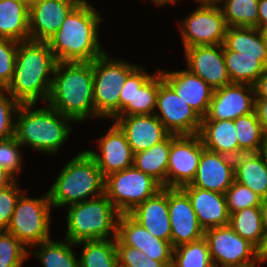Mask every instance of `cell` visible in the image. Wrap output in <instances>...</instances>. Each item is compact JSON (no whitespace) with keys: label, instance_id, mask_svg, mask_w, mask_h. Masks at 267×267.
Wrapping results in <instances>:
<instances>
[{"label":"cell","instance_id":"cell-13","mask_svg":"<svg viewBox=\"0 0 267 267\" xmlns=\"http://www.w3.org/2000/svg\"><path fill=\"white\" fill-rule=\"evenodd\" d=\"M204 149L198 134L179 136L171 134L167 188H182L191 184L196 176L199 159Z\"/></svg>","mask_w":267,"mask_h":267},{"label":"cell","instance_id":"cell-9","mask_svg":"<svg viewBox=\"0 0 267 267\" xmlns=\"http://www.w3.org/2000/svg\"><path fill=\"white\" fill-rule=\"evenodd\" d=\"M51 206L48 192L40 199L29 198L22 193L6 231L25 246L33 247L49 240Z\"/></svg>","mask_w":267,"mask_h":267},{"label":"cell","instance_id":"cell-31","mask_svg":"<svg viewBox=\"0 0 267 267\" xmlns=\"http://www.w3.org/2000/svg\"><path fill=\"white\" fill-rule=\"evenodd\" d=\"M229 226L258 249L265 238L262 207H249L230 213Z\"/></svg>","mask_w":267,"mask_h":267},{"label":"cell","instance_id":"cell-2","mask_svg":"<svg viewBox=\"0 0 267 267\" xmlns=\"http://www.w3.org/2000/svg\"><path fill=\"white\" fill-rule=\"evenodd\" d=\"M57 60L48 42L21 41L16 52L15 69L6 91L20 104L48 101Z\"/></svg>","mask_w":267,"mask_h":267},{"label":"cell","instance_id":"cell-55","mask_svg":"<svg viewBox=\"0 0 267 267\" xmlns=\"http://www.w3.org/2000/svg\"><path fill=\"white\" fill-rule=\"evenodd\" d=\"M200 3H218L220 0H195Z\"/></svg>","mask_w":267,"mask_h":267},{"label":"cell","instance_id":"cell-40","mask_svg":"<svg viewBox=\"0 0 267 267\" xmlns=\"http://www.w3.org/2000/svg\"><path fill=\"white\" fill-rule=\"evenodd\" d=\"M19 42L0 38V90L6 91L12 80Z\"/></svg>","mask_w":267,"mask_h":267},{"label":"cell","instance_id":"cell-35","mask_svg":"<svg viewBox=\"0 0 267 267\" xmlns=\"http://www.w3.org/2000/svg\"><path fill=\"white\" fill-rule=\"evenodd\" d=\"M56 242L51 239L43 241L38 245L40 251L34 252L44 267H80V261L77 260L72 245H76L69 240ZM68 241V242H66Z\"/></svg>","mask_w":267,"mask_h":267},{"label":"cell","instance_id":"cell-39","mask_svg":"<svg viewBox=\"0 0 267 267\" xmlns=\"http://www.w3.org/2000/svg\"><path fill=\"white\" fill-rule=\"evenodd\" d=\"M229 214L249 207H262L263 199L245 185L234 180L225 193Z\"/></svg>","mask_w":267,"mask_h":267},{"label":"cell","instance_id":"cell-51","mask_svg":"<svg viewBox=\"0 0 267 267\" xmlns=\"http://www.w3.org/2000/svg\"><path fill=\"white\" fill-rule=\"evenodd\" d=\"M262 214H263V226L264 230L267 231V200L263 201L262 204Z\"/></svg>","mask_w":267,"mask_h":267},{"label":"cell","instance_id":"cell-56","mask_svg":"<svg viewBox=\"0 0 267 267\" xmlns=\"http://www.w3.org/2000/svg\"><path fill=\"white\" fill-rule=\"evenodd\" d=\"M262 33H263L265 41L267 43V29L262 30Z\"/></svg>","mask_w":267,"mask_h":267},{"label":"cell","instance_id":"cell-4","mask_svg":"<svg viewBox=\"0 0 267 267\" xmlns=\"http://www.w3.org/2000/svg\"><path fill=\"white\" fill-rule=\"evenodd\" d=\"M35 104H21L15 121V138L23 146L45 153H57L70 134L66 121H73L51 106L32 110ZM66 122V123H65Z\"/></svg>","mask_w":267,"mask_h":267},{"label":"cell","instance_id":"cell-15","mask_svg":"<svg viewBox=\"0 0 267 267\" xmlns=\"http://www.w3.org/2000/svg\"><path fill=\"white\" fill-rule=\"evenodd\" d=\"M168 210L173 248L195 242L204 237L187 193L182 188H168Z\"/></svg>","mask_w":267,"mask_h":267},{"label":"cell","instance_id":"cell-20","mask_svg":"<svg viewBox=\"0 0 267 267\" xmlns=\"http://www.w3.org/2000/svg\"><path fill=\"white\" fill-rule=\"evenodd\" d=\"M113 120L134 154L163 142L170 135L155 114L115 116Z\"/></svg>","mask_w":267,"mask_h":267},{"label":"cell","instance_id":"cell-21","mask_svg":"<svg viewBox=\"0 0 267 267\" xmlns=\"http://www.w3.org/2000/svg\"><path fill=\"white\" fill-rule=\"evenodd\" d=\"M98 141L101 155L91 150L86 151L95 160L104 178L109 174L133 166L132 148L124 133L115 123Z\"/></svg>","mask_w":267,"mask_h":267},{"label":"cell","instance_id":"cell-54","mask_svg":"<svg viewBox=\"0 0 267 267\" xmlns=\"http://www.w3.org/2000/svg\"><path fill=\"white\" fill-rule=\"evenodd\" d=\"M262 152L267 157V131H265L264 148Z\"/></svg>","mask_w":267,"mask_h":267},{"label":"cell","instance_id":"cell-23","mask_svg":"<svg viewBox=\"0 0 267 267\" xmlns=\"http://www.w3.org/2000/svg\"><path fill=\"white\" fill-rule=\"evenodd\" d=\"M163 79L175 90L201 118L209 110L214 90L189 69L174 72H162Z\"/></svg>","mask_w":267,"mask_h":267},{"label":"cell","instance_id":"cell-53","mask_svg":"<svg viewBox=\"0 0 267 267\" xmlns=\"http://www.w3.org/2000/svg\"><path fill=\"white\" fill-rule=\"evenodd\" d=\"M153 1L155 4L157 5H163V4H167L169 2H176L177 0H151Z\"/></svg>","mask_w":267,"mask_h":267},{"label":"cell","instance_id":"cell-45","mask_svg":"<svg viewBox=\"0 0 267 267\" xmlns=\"http://www.w3.org/2000/svg\"><path fill=\"white\" fill-rule=\"evenodd\" d=\"M253 86L255 99H267V69L259 76Z\"/></svg>","mask_w":267,"mask_h":267},{"label":"cell","instance_id":"cell-41","mask_svg":"<svg viewBox=\"0 0 267 267\" xmlns=\"http://www.w3.org/2000/svg\"><path fill=\"white\" fill-rule=\"evenodd\" d=\"M22 145L15 136L0 141V169L5 170L15 179V173L21 170V153L19 147Z\"/></svg>","mask_w":267,"mask_h":267},{"label":"cell","instance_id":"cell-10","mask_svg":"<svg viewBox=\"0 0 267 267\" xmlns=\"http://www.w3.org/2000/svg\"><path fill=\"white\" fill-rule=\"evenodd\" d=\"M181 26L184 49L223 44L227 24L218 3H200Z\"/></svg>","mask_w":267,"mask_h":267},{"label":"cell","instance_id":"cell-18","mask_svg":"<svg viewBox=\"0 0 267 267\" xmlns=\"http://www.w3.org/2000/svg\"><path fill=\"white\" fill-rule=\"evenodd\" d=\"M81 0H32L29 4L30 40L47 42L60 28L69 12Z\"/></svg>","mask_w":267,"mask_h":267},{"label":"cell","instance_id":"cell-42","mask_svg":"<svg viewBox=\"0 0 267 267\" xmlns=\"http://www.w3.org/2000/svg\"><path fill=\"white\" fill-rule=\"evenodd\" d=\"M6 92L9 97L5 95ZM21 104L7 91L0 90V141L11 138L15 134V121L12 114L17 113Z\"/></svg>","mask_w":267,"mask_h":267},{"label":"cell","instance_id":"cell-1","mask_svg":"<svg viewBox=\"0 0 267 267\" xmlns=\"http://www.w3.org/2000/svg\"><path fill=\"white\" fill-rule=\"evenodd\" d=\"M101 21L96 9L81 0L47 41L57 62H92L102 55L104 51L98 41Z\"/></svg>","mask_w":267,"mask_h":267},{"label":"cell","instance_id":"cell-57","mask_svg":"<svg viewBox=\"0 0 267 267\" xmlns=\"http://www.w3.org/2000/svg\"><path fill=\"white\" fill-rule=\"evenodd\" d=\"M17 1H20V2H26L28 5L31 3L32 0H17Z\"/></svg>","mask_w":267,"mask_h":267},{"label":"cell","instance_id":"cell-16","mask_svg":"<svg viewBox=\"0 0 267 267\" xmlns=\"http://www.w3.org/2000/svg\"><path fill=\"white\" fill-rule=\"evenodd\" d=\"M254 86L230 83L214 90L209 110L202 120H235L255 111ZM253 98V99H252Z\"/></svg>","mask_w":267,"mask_h":267},{"label":"cell","instance_id":"cell-8","mask_svg":"<svg viewBox=\"0 0 267 267\" xmlns=\"http://www.w3.org/2000/svg\"><path fill=\"white\" fill-rule=\"evenodd\" d=\"M162 188L134 166L109 174L104 182V193L120 214H128Z\"/></svg>","mask_w":267,"mask_h":267},{"label":"cell","instance_id":"cell-27","mask_svg":"<svg viewBox=\"0 0 267 267\" xmlns=\"http://www.w3.org/2000/svg\"><path fill=\"white\" fill-rule=\"evenodd\" d=\"M235 181L267 200V157L263 152L243 153L234 158Z\"/></svg>","mask_w":267,"mask_h":267},{"label":"cell","instance_id":"cell-38","mask_svg":"<svg viewBox=\"0 0 267 267\" xmlns=\"http://www.w3.org/2000/svg\"><path fill=\"white\" fill-rule=\"evenodd\" d=\"M13 234L0 231V267H21L29 251Z\"/></svg>","mask_w":267,"mask_h":267},{"label":"cell","instance_id":"cell-29","mask_svg":"<svg viewBox=\"0 0 267 267\" xmlns=\"http://www.w3.org/2000/svg\"><path fill=\"white\" fill-rule=\"evenodd\" d=\"M0 38L30 40L29 5L17 0H0Z\"/></svg>","mask_w":267,"mask_h":267},{"label":"cell","instance_id":"cell-24","mask_svg":"<svg viewBox=\"0 0 267 267\" xmlns=\"http://www.w3.org/2000/svg\"><path fill=\"white\" fill-rule=\"evenodd\" d=\"M128 214L153 236L171 243L167 187H163Z\"/></svg>","mask_w":267,"mask_h":267},{"label":"cell","instance_id":"cell-11","mask_svg":"<svg viewBox=\"0 0 267 267\" xmlns=\"http://www.w3.org/2000/svg\"><path fill=\"white\" fill-rule=\"evenodd\" d=\"M155 116L173 135H196L199 133L202 118L178 96L175 90L163 79L159 70V91Z\"/></svg>","mask_w":267,"mask_h":267},{"label":"cell","instance_id":"cell-19","mask_svg":"<svg viewBox=\"0 0 267 267\" xmlns=\"http://www.w3.org/2000/svg\"><path fill=\"white\" fill-rule=\"evenodd\" d=\"M184 50L188 69L203 79L213 90L231 83L222 44L195 46Z\"/></svg>","mask_w":267,"mask_h":267},{"label":"cell","instance_id":"cell-37","mask_svg":"<svg viewBox=\"0 0 267 267\" xmlns=\"http://www.w3.org/2000/svg\"><path fill=\"white\" fill-rule=\"evenodd\" d=\"M172 258L171 267H214L209 246L204 237L198 241L173 248Z\"/></svg>","mask_w":267,"mask_h":267},{"label":"cell","instance_id":"cell-52","mask_svg":"<svg viewBox=\"0 0 267 267\" xmlns=\"http://www.w3.org/2000/svg\"><path fill=\"white\" fill-rule=\"evenodd\" d=\"M261 263L262 260L260 258H258L257 260H254V261H251V262H248V263H245V264H241V265H236V266H232V267H255L256 264L255 263Z\"/></svg>","mask_w":267,"mask_h":267},{"label":"cell","instance_id":"cell-48","mask_svg":"<svg viewBox=\"0 0 267 267\" xmlns=\"http://www.w3.org/2000/svg\"><path fill=\"white\" fill-rule=\"evenodd\" d=\"M258 29H267V0H259L258 3Z\"/></svg>","mask_w":267,"mask_h":267},{"label":"cell","instance_id":"cell-17","mask_svg":"<svg viewBox=\"0 0 267 267\" xmlns=\"http://www.w3.org/2000/svg\"><path fill=\"white\" fill-rule=\"evenodd\" d=\"M116 245H129L155 261L172 262L173 247L170 242L153 236L129 214H119Z\"/></svg>","mask_w":267,"mask_h":267},{"label":"cell","instance_id":"cell-34","mask_svg":"<svg viewBox=\"0 0 267 267\" xmlns=\"http://www.w3.org/2000/svg\"><path fill=\"white\" fill-rule=\"evenodd\" d=\"M239 148L244 153L262 152L265 130L258 120L256 111L234 120Z\"/></svg>","mask_w":267,"mask_h":267},{"label":"cell","instance_id":"cell-44","mask_svg":"<svg viewBox=\"0 0 267 267\" xmlns=\"http://www.w3.org/2000/svg\"><path fill=\"white\" fill-rule=\"evenodd\" d=\"M119 264H138L146 255L129 245H116Z\"/></svg>","mask_w":267,"mask_h":267},{"label":"cell","instance_id":"cell-33","mask_svg":"<svg viewBox=\"0 0 267 267\" xmlns=\"http://www.w3.org/2000/svg\"><path fill=\"white\" fill-rule=\"evenodd\" d=\"M112 241L98 239L75 243L84 245L79 259L80 267H120L115 238H112Z\"/></svg>","mask_w":267,"mask_h":267},{"label":"cell","instance_id":"cell-28","mask_svg":"<svg viewBox=\"0 0 267 267\" xmlns=\"http://www.w3.org/2000/svg\"><path fill=\"white\" fill-rule=\"evenodd\" d=\"M223 51H234L240 56L258 57L267 67V43L261 30L253 27H227Z\"/></svg>","mask_w":267,"mask_h":267},{"label":"cell","instance_id":"cell-50","mask_svg":"<svg viewBox=\"0 0 267 267\" xmlns=\"http://www.w3.org/2000/svg\"><path fill=\"white\" fill-rule=\"evenodd\" d=\"M259 258L262 261L267 260V231H265V238L262 246L259 248Z\"/></svg>","mask_w":267,"mask_h":267},{"label":"cell","instance_id":"cell-14","mask_svg":"<svg viewBox=\"0 0 267 267\" xmlns=\"http://www.w3.org/2000/svg\"><path fill=\"white\" fill-rule=\"evenodd\" d=\"M137 67L126 79L120 93V112L116 116L154 114L159 91V72L149 75Z\"/></svg>","mask_w":267,"mask_h":267},{"label":"cell","instance_id":"cell-6","mask_svg":"<svg viewBox=\"0 0 267 267\" xmlns=\"http://www.w3.org/2000/svg\"><path fill=\"white\" fill-rule=\"evenodd\" d=\"M67 240L77 243L86 240L117 237L119 212L106 194L69 206ZM109 237V238H108Z\"/></svg>","mask_w":267,"mask_h":267},{"label":"cell","instance_id":"cell-32","mask_svg":"<svg viewBox=\"0 0 267 267\" xmlns=\"http://www.w3.org/2000/svg\"><path fill=\"white\" fill-rule=\"evenodd\" d=\"M224 59L231 83L254 85L267 69L258 57L240 56L234 51H224Z\"/></svg>","mask_w":267,"mask_h":267},{"label":"cell","instance_id":"cell-36","mask_svg":"<svg viewBox=\"0 0 267 267\" xmlns=\"http://www.w3.org/2000/svg\"><path fill=\"white\" fill-rule=\"evenodd\" d=\"M221 7L228 27L258 28L259 0H220Z\"/></svg>","mask_w":267,"mask_h":267},{"label":"cell","instance_id":"cell-46","mask_svg":"<svg viewBox=\"0 0 267 267\" xmlns=\"http://www.w3.org/2000/svg\"><path fill=\"white\" fill-rule=\"evenodd\" d=\"M255 111L262 127L267 131V99H255Z\"/></svg>","mask_w":267,"mask_h":267},{"label":"cell","instance_id":"cell-3","mask_svg":"<svg viewBox=\"0 0 267 267\" xmlns=\"http://www.w3.org/2000/svg\"><path fill=\"white\" fill-rule=\"evenodd\" d=\"M53 76L49 106L75 122L96 116L92 62H57Z\"/></svg>","mask_w":267,"mask_h":267},{"label":"cell","instance_id":"cell-7","mask_svg":"<svg viewBox=\"0 0 267 267\" xmlns=\"http://www.w3.org/2000/svg\"><path fill=\"white\" fill-rule=\"evenodd\" d=\"M138 66L109 59L104 52L92 61L96 117L114 118L120 112V93L127 77Z\"/></svg>","mask_w":267,"mask_h":267},{"label":"cell","instance_id":"cell-30","mask_svg":"<svg viewBox=\"0 0 267 267\" xmlns=\"http://www.w3.org/2000/svg\"><path fill=\"white\" fill-rule=\"evenodd\" d=\"M171 134L161 143L134 154L133 166L167 187L168 156Z\"/></svg>","mask_w":267,"mask_h":267},{"label":"cell","instance_id":"cell-26","mask_svg":"<svg viewBox=\"0 0 267 267\" xmlns=\"http://www.w3.org/2000/svg\"><path fill=\"white\" fill-rule=\"evenodd\" d=\"M198 135L205 149L236 158L239 148L234 120H202Z\"/></svg>","mask_w":267,"mask_h":267},{"label":"cell","instance_id":"cell-49","mask_svg":"<svg viewBox=\"0 0 267 267\" xmlns=\"http://www.w3.org/2000/svg\"><path fill=\"white\" fill-rule=\"evenodd\" d=\"M15 179L9 175L5 170L0 169V189L11 184Z\"/></svg>","mask_w":267,"mask_h":267},{"label":"cell","instance_id":"cell-47","mask_svg":"<svg viewBox=\"0 0 267 267\" xmlns=\"http://www.w3.org/2000/svg\"><path fill=\"white\" fill-rule=\"evenodd\" d=\"M121 267H171L172 262H159L155 261L149 256H146L145 259L142 258V261L138 264H119Z\"/></svg>","mask_w":267,"mask_h":267},{"label":"cell","instance_id":"cell-22","mask_svg":"<svg viewBox=\"0 0 267 267\" xmlns=\"http://www.w3.org/2000/svg\"><path fill=\"white\" fill-rule=\"evenodd\" d=\"M234 180V158L204 149L190 185L225 194Z\"/></svg>","mask_w":267,"mask_h":267},{"label":"cell","instance_id":"cell-43","mask_svg":"<svg viewBox=\"0 0 267 267\" xmlns=\"http://www.w3.org/2000/svg\"><path fill=\"white\" fill-rule=\"evenodd\" d=\"M15 181L16 179L11 184L0 189V231H6L8 228L16 202L22 194Z\"/></svg>","mask_w":267,"mask_h":267},{"label":"cell","instance_id":"cell-5","mask_svg":"<svg viewBox=\"0 0 267 267\" xmlns=\"http://www.w3.org/2000/svg\"><path fill=\"white\" fill-rule=\"evenodd\" d=\"M104 182L95 160L82 151L63 167L48 191L49 200L54 207L77 204L102 195Z\"/></svg>","mask_w":267,"mask_h":267},{"label":"cell","instance_id":"cell-12","mask_svg":"<svg viewBox=\"0 0 267 267\" xmlns=\"http://www.w3.org/2000/svg\"><path fill=\"white\" fill-rule=\"evenodd\" d=\"M204 238L209 246L214 267H232L259 258V249L238 235L229 225L205 230ZM252 255V257H251Z\"/></svg>","mask_w":267,"mask_h":267},{"label":"cell","instance_id":"cell-25","mask_svg":"<svg viewBox=\"0 0 267 267\" xmlns=\"http://www.w3.org/2000/svg\"><path fill=\"white\" fill-rule=\"evenodd\" d=\"M182 189L187 193L196 213L199 224L205 230L229 225L230 214L225 194L193 187L190 184Z\"/></svg>","mask_w":267,"mask_h":267}]
</instances>
